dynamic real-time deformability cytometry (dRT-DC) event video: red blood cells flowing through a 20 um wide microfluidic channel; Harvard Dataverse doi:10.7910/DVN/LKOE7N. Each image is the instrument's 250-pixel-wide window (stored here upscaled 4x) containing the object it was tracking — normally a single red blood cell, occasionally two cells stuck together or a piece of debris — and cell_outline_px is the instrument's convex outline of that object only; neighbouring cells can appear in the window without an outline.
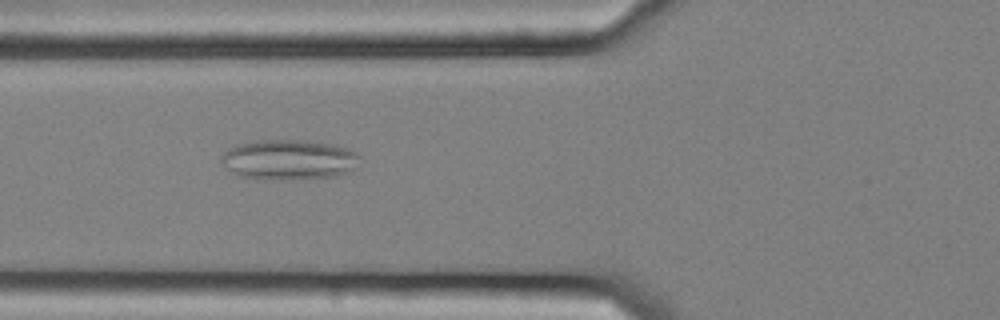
{"species": "common noctule bat (a hibernating species)", "species_latin": "Nyctalus noctula", "temperature_condition": "cold", "stored_images_in_passage": 49, "camera_frame_rate_fps": 3000, "um_per_image_px": 0.085, "animal": {"sex": "female", "body_mass_g": 25.1}, "frame": {"image": 1, "passage_image": 15, "time_ms": 4.667, "image_size_px": [1000, 320], "cell_outline_px": [[360, 156], [356, 168], [348, 172], [336, 176], [300, 180], [264, 180], [236, 176], [220, 160], [220, 156], [228, 148], [248, 140], [308, 140], [332, 144], [356, 152]], "centroid_in_image_um": [24.52, 13.59], "position_along_channel_um": 101.3, "area_um2": 33.12}}
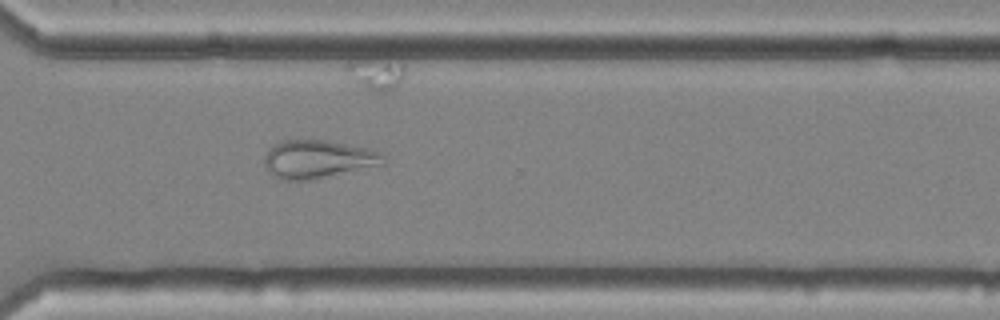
{"frame": {"image": 2, "passage_image": 35, "time_ms": 11.333, "image_size_px": [1000, 320], "cell_outline_px": [[388, 156], [384, 164], [316, 180], [280, 180], [268, 172], [264, 164], [264, 156], [268, 148], [280, 140], [328, 140], [368, 148], [380, 152]], "centroid_in_image_um": [27.03, 13.54], "position_along_channel_um": 343.6, "area_um2": 27.11}, "authors_computed_cell_mechanics": {"area_um2": 29.9982, "velocity_mm_per_s": 3.6301, "shape_relaxation_time_tau1_ms": null, "shape_relaxation_time_tau2_ms": 4.6061, "deformation_change_tau1": null, "deformation_change_tau2": 0.1248}}